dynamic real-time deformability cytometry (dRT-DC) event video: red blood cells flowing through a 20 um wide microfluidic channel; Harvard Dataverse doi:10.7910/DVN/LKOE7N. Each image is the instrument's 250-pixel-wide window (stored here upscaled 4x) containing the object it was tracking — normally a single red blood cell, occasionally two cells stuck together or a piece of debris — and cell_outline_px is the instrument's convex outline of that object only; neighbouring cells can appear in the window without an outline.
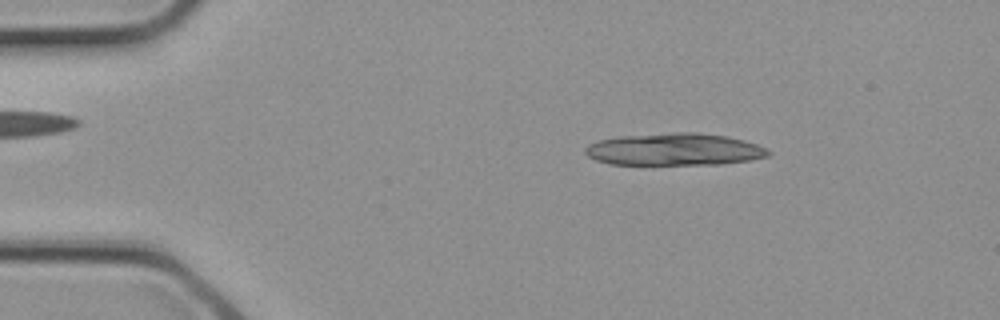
{"species": "common noctule bat (a hibernating species)", "species_latin": "Nyctalus noctula", "temperature_condition": "cold", "stored_images_in_passage": 30, "camera_frame_rate_fps": 3000, "um_per_image_px": 0.085, "animal": {"sex": "female", "body_mass_g": 21.9}, "frame": {"image": 1, "passage_image": 5, "time_ms": 1.333, "image_size_px": [1000, 320], "cell_outline_px": [[772, 152], [768, 156], [748, 160], [720, 164], [608, 164], [596, 160], [588, 156], [584, 152], [584, 148], [588, 144], [600, 140], [620, 136], [672, 132], [696, 132], [728, 136], [744, 140], [768, 148]], "centroid_in_image_um": [57.33, 12.69], "position_along_channel_um": 27.7, "area_um2": 34.45}}